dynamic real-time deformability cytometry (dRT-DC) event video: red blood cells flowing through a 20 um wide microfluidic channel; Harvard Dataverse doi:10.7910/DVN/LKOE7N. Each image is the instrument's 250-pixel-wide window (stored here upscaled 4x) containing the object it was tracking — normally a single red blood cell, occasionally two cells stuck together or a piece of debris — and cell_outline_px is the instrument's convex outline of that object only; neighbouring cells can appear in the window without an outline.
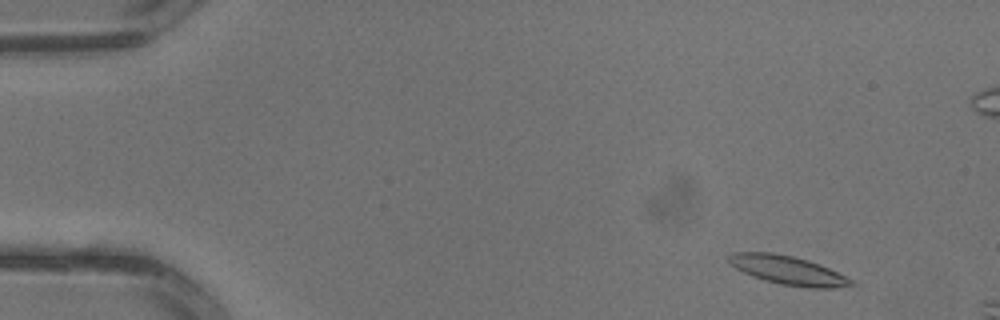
{"species": "common noctule bat (a hibernating species)", "species_latin": "Nyctalus noctula", "temperature_condition": "warm", "stored_images_in_passage": 4, "camera_frame_rate_fps": 3000, "um_per_image_px": 0.085, "animal": {"sex": "male", "body_mass_g": 13.3}, "frame": {"image": 1, "passage_image": 1, "time_ms": 0.0, "image_size_px": [1000, 320], "cell_outline_px": [[856, 284], [836, 288], [808, 288], [780, 284], [764, 280], [744, 272], [736, 268], [728, 260], [728, 256], [732, 252], [772, 252], [792, 256], [808, 260], [820, 264], [852, 280]], "centroid_in_image_um": [66.98, 22.97], "position_along_channel_um": 18.0, "area_um2": 20.35}}